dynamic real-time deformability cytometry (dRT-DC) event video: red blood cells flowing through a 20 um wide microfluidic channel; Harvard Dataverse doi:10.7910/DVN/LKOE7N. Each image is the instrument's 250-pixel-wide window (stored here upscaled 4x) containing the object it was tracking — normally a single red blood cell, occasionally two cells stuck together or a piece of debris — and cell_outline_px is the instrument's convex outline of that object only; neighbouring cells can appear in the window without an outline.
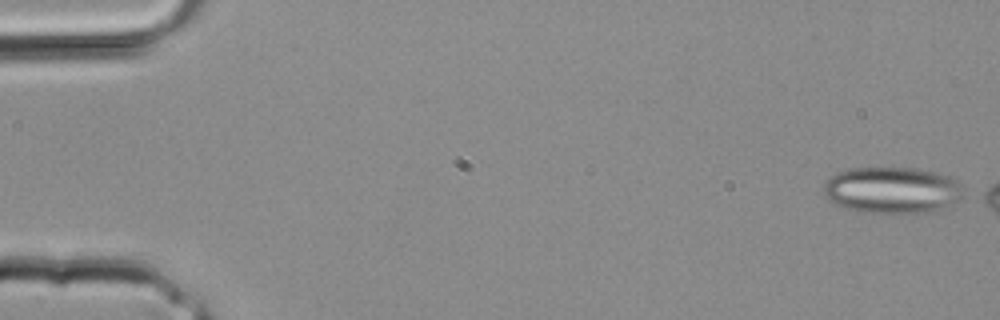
{"species": "common noctule bat (a hibernating species)", "species_latin": "Nyctalus noctula", "temperature_condition": "room temperature", "stored_images_in_passage": 6, "camera_frame_rate_fps": 3000, "um_per_image_px": 0.085, "animal": {"sex": "male", "body_mass_g": 20.4}, "frame": {"image": 1, "passage_image": 1, "time_ms": 0.0, "image_size_px": [1000, 320], "cell_outline_px": [[968, 196], [936, 212], [860, 212], [836, 204], [824, 192], [824, 184], [836, 172], [852, 168], [916, 168], [936, 172], [948, 176], [956, 180], [968, 192]], "centroid_in_image_um": [75.95, 16.16], "position_along_channel_um": 9.1, "area_um2": 37.97}}